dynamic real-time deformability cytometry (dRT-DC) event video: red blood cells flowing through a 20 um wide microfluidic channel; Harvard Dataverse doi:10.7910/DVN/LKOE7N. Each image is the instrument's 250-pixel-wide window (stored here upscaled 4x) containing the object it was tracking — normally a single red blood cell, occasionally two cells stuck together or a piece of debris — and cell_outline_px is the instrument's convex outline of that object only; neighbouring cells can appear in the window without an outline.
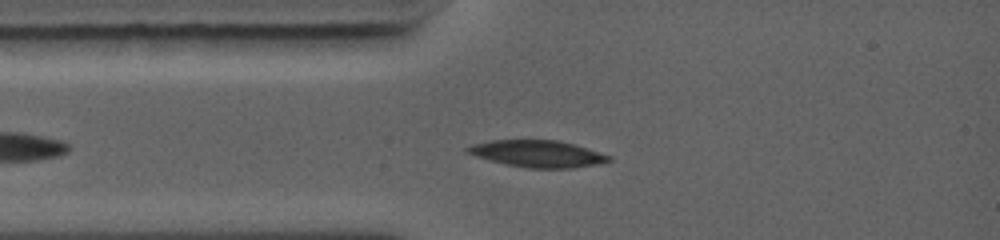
{"species": "common noctule bat (a hibernating species)", "species_latin": "Nyctalus noctula", "temperature_condition": "warm", "stored_images_in_passage": 52, "camera_frame_rate_fps": 5000, "um_per_image_px": 0.085, "animal": {"sex": "female", "body_mass_g": 19.0, "forearm_length_mm": 56.7}, "frame": {"image": 1, "passage_image": 11, "time_ms": 2.0, "image_size_px": [1000, 240], "cell_outline_px": [[612, 160], [596, 164], [572, 168], [528, 168], [504, 164], [476, 156], [464, 152], [464, 148], [472, 144], [492, 140], [556, 140], [572, 144], [612, 156]], "centroid_in_image_um": [45.64, 13.07], "position_along_channel_um": 39.4, "area_um2": 21.96}}
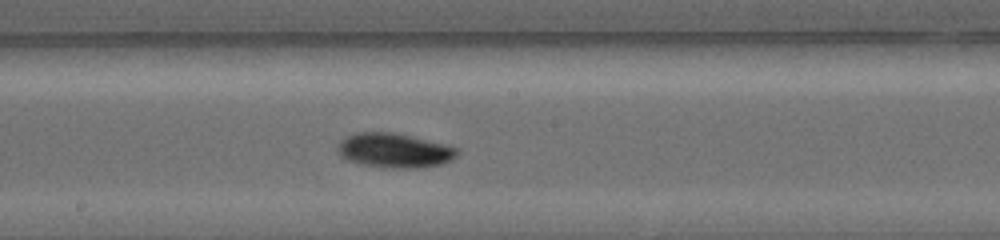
{"frame": {"image": 2, "passage_image": 31, "time_ms": 6.0, "image_size_px": [1000, 240], "cell_outline_px": [[460, 152], [452, 160], [440, 164], [416, 168], [388, 168], [360, 164], [348, 160], [340, 156], [336, 148], [340, 140], [356, 132], [396, 132], [460, 148]], "centroid_in_image_um": [33.52, 12.78], "position_along_channel_um": 214.7, "area_um2": 24.22}}
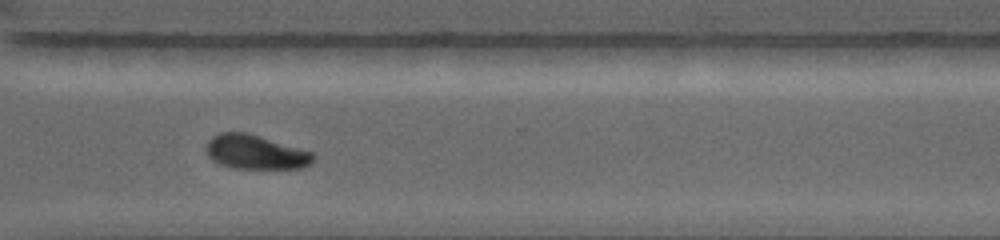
{"frame": {"image": 3, "passage_image": 46, "time_ms": 9.0, "image_size_px": [1000, 240], "cell_outline_px": [[316, 156], [308, 164], [300, 168], [232, 168], [216, 164], [208, 156], [204, 148], [208, 140], [212, 136], [220, 132], [244, 132], [260, 136], [312, 152]], "centroid_in_image_um": [21.64, 12.92], "position_along_channel_um": 349.0, "area_um2": 21.39}, "authors_computed_cell_mechanics": {"area_um2": 22.8021, "velocity_mm_per_s": 4.4594, "shape_relaxation_time_tau1_ms": 3.012, "shape_relaxation_time_tau2_ms": null, "deformation_change_tau1": 0.1385, "deformation_change_tau2": null}}